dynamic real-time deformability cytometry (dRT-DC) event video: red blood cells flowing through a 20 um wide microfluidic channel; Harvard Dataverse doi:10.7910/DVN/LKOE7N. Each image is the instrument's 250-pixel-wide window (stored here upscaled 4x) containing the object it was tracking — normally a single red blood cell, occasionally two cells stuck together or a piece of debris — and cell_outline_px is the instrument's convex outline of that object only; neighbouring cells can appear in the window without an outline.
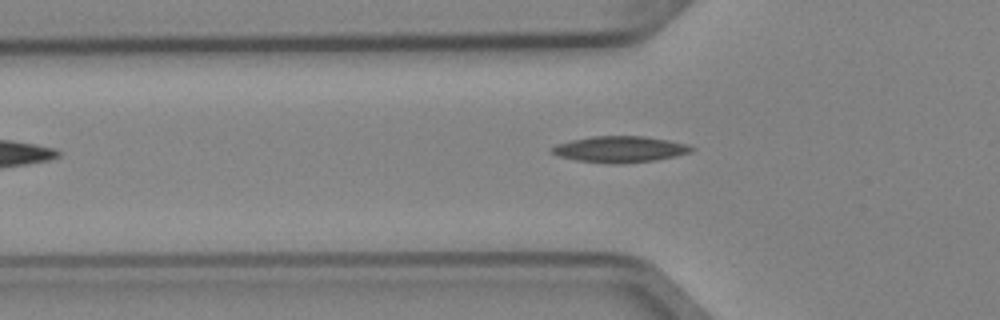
{"species": "Egyptian fruit bat (a non-hibernating species)", "species_latin": "Rousettus aegyptiacus", "temperature_condition": "cold", "stored_images_in_passage": 3, "camera_frame_rate_fps": 3000, "um_per_image_px": 0.085, "animal": {"sex": "female"}, "frame": {"image": 1, "passage_image": 3, "time_ms": 0.667, "image_size_px": [1000, 320], "cell_outline_px": [[696, 148], [692, 152], [676, 156], [656, 160], [624, 164], [608, 164], [576, 160], [560, 156], [548, 152], [556, 144], [572, 140], [592, 136], [644, 136], [668, 140], [688, 144]], "centroid_in_image_um": [52.72, 12.69], "position_along_channel_um": 73.1, "area_um2": 21.56}}